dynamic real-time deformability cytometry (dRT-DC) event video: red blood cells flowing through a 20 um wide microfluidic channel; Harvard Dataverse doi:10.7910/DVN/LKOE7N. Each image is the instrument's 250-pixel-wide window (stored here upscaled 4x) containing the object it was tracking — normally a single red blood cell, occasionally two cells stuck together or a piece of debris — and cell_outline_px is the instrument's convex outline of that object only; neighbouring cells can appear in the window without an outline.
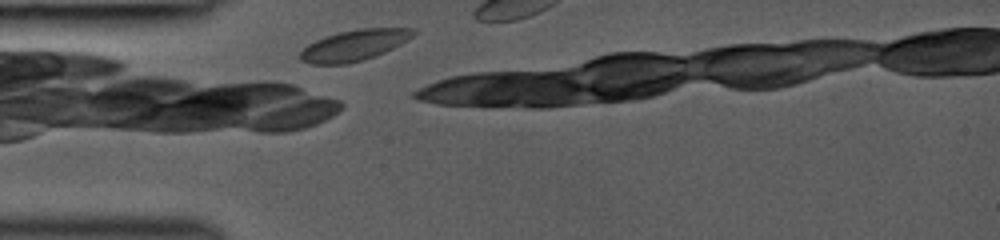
{"species": "common noctule bat (a hibernating species)", "species_latin": "Nyctalus noctula", "temperature_condition": "room temperature", "stored_images_in_passage": 7, "camera_frame_rate_fps": 3000, "um_per_image_px": 0.085, "animal": {"sex": "female", "body_mass_g": 19.0, "forearm_length_mm": 53.3}, "frame": {"image": 1, "passage_image": 1, "time_ms": 0.0, "image_size_px": [1000, 240], "cell_outline_px": [[416, 32], [412, 36], [400, 44], [376, 56], [364, 60], [344, 64], [312, 64], [300, 60], [300, 52], [308, 44], [316, 40], [340, 32], [360, 28], [416, 28]], "centroid_in_image_um": [30.11, 3.85], "position_along_channel_um": 54.9, "area_um2": 20.17}}